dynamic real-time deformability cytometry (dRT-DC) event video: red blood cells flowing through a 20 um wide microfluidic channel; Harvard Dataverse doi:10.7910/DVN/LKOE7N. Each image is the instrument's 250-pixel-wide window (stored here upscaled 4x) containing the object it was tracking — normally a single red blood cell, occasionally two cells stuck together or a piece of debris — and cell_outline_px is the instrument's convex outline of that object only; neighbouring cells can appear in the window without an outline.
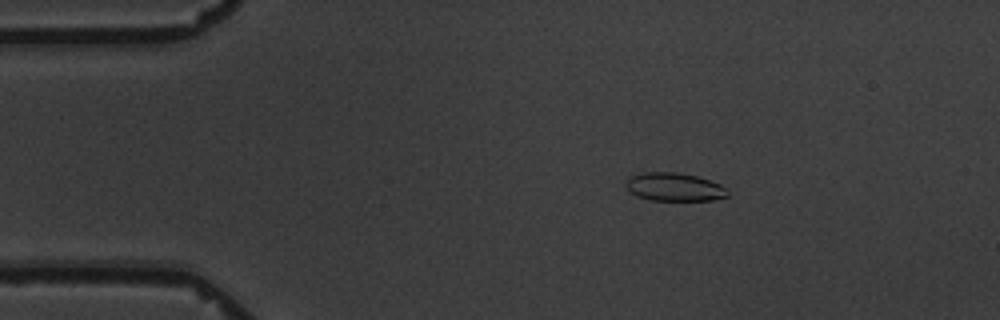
{"species": "common noctule bat (a hibernating species)", "species_latin": "Nyctalus noctula", "temperature_condition": "warm", "stored_images_in_passage": 4, "camera_frame_rate_fps": 3000, "um_per_image_px": 0.085, "animal": {"sex": "male", "body_mass_g": 19.5, "forearm_length_mm": 54.6}, "frame": {"image": 1, "passage_image": 2, "time_ms": 1.0, "image_size_px": [1000, 320], "cell_outline_px": [[728, 196], [712, 200], [652, 200], [636, 196], [628, 192], [624, 184], [632, 176], [644, 172], [676, 172], [696, 176], [720, 184], [728, 188]], "centroid_in_image_um": [57.31, 15.9], "position_along_channel_um": 27.7, "area_um2": 16.76}}